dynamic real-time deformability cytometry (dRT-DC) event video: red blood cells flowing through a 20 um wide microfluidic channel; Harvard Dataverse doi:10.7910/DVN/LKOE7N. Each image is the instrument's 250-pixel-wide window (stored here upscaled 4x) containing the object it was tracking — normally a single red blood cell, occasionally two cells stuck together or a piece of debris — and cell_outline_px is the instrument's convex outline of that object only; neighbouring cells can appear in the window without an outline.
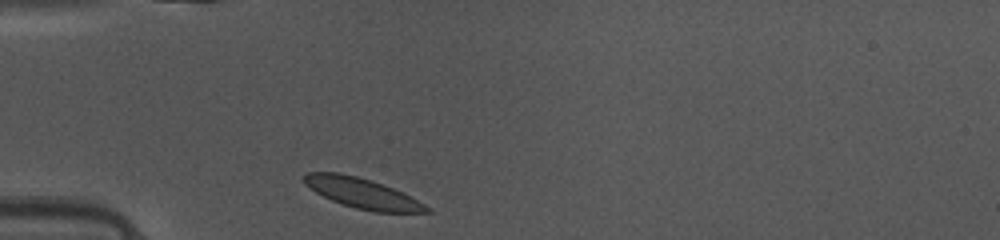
{"species": "common noctule bat (a hibernating species)", "species_latin": "Nyctalus noctula", "temperature_condition": "warm", "stored_images_in_passage": 35, "camera_frame_rate_fps": 3000, "um_per_image_px": 0.085, "animal": {"sex": "female", "body_mass_g": 10.0, "forearm_length_mm": 53.1}, "frame": {"image": 1, "passage_image": 1, "time_ms": 0.0, "image_size_px": [1000, 240], "cell_outline_px": [[432, 212], [376, 212], [356, 208], [332, 200], [316, 192], [304, 184], [304, 176], [308, 172], [340, 172], [356, 176], [392, 188], [432, 208]], "centroid_in_image_um": [30.77, 16.42], "position_along_channel_um": 54.2, "area_um2": 20.98}}
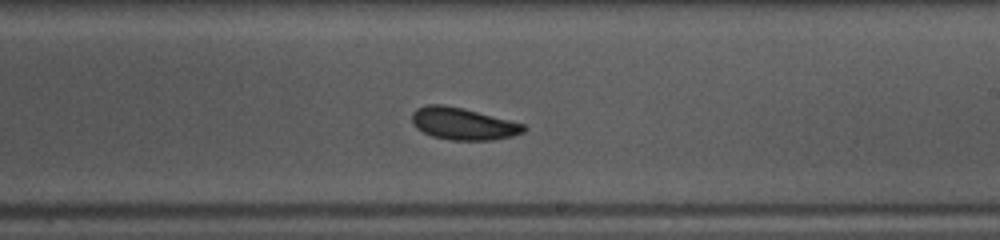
{"frame": {"image": 2, "passage_image": 16, "time_ms": 5.0, "image_size_px": [1000, 240], "cell_outline_px": [[528, 128], [524, 132], [512, 136], [492, 140], [452, 140], [432, 136], [416, 128], [412, 124], [412, 112], [416, 108], [428, 104], [440, 104], [464, 108], [524, 124]], "centroid_in_image_um": [39.35, 10.51], "position_along_channel_um": 249.7, "area_um2": 20.92}}
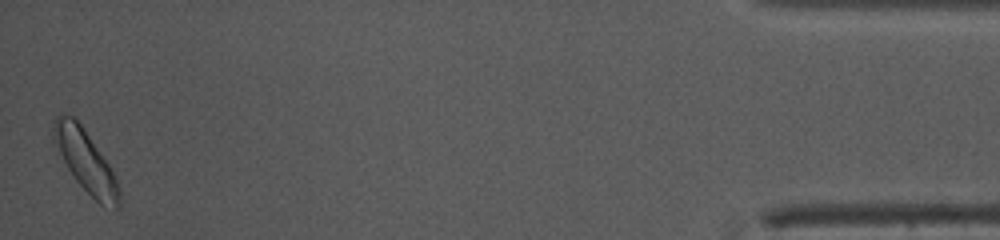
{"frame": {"image": 3, "passage_image": 35, "time_ms": 11.333, "image_size_px": [1000, 240], "cell_outline_px": [[124, 204], [116, 212], [104, 208], [76, 180], [68, 168], [52, 136], [52, 128], [56, 116], [60, 112], [64, 112], [72, 116], [80, 124], [108, 164], [116, 176], [120, 188]], "centroid_in_image_um": [7.36, 13.79], "position_along_channel_um": 427.8, "area_um2": 23.64}, "authors_computed_cell_mechanics": {"area_um2": 20.9814, "velocity_mm_per_s": 4.0978, "shape_relaxation_time_tau1_ms": null, "shape_relaxation_time_tau2_ms": 6.2828, "deformation_change_tau1": null, "deformation_change_tau2": 0.0726}}